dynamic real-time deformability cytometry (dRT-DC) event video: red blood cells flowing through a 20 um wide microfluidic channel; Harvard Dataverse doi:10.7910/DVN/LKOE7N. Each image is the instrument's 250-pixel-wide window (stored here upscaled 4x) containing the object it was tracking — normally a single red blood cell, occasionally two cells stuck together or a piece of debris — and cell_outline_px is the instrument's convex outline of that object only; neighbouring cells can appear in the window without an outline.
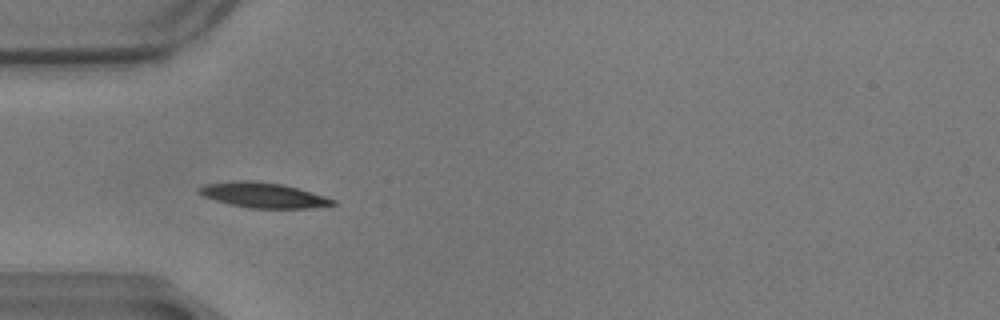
{"species": "common noctule bat (a hibernating species)", "species_latin": "Nyctalus noctula", "temperature_condition": "warm", "stored_images_in_passage": 42, "camera_frame_rate_fps": 3000, "um_per_image_px": 0.085, "animal": {"sex": "male", "body_mass_g": 17.9}, "frame": {"image": 1, "passage_image": 1, "time_ms": 0.0, "image_size_px": [1000, 320], "cell_outline_px": [[336, 204], [308, 208], [248, 208], [216, 200], [204, 196], [196, 192], [196, 188], [208, 184], [244, 180], [256, 180], [280, 184], [296, 188], [324, 196], [336, 200]], "centroid_in_image_um": [22.36, 16.59], "position_along_channel_um": 62.6, "area_um2": 19.25}}
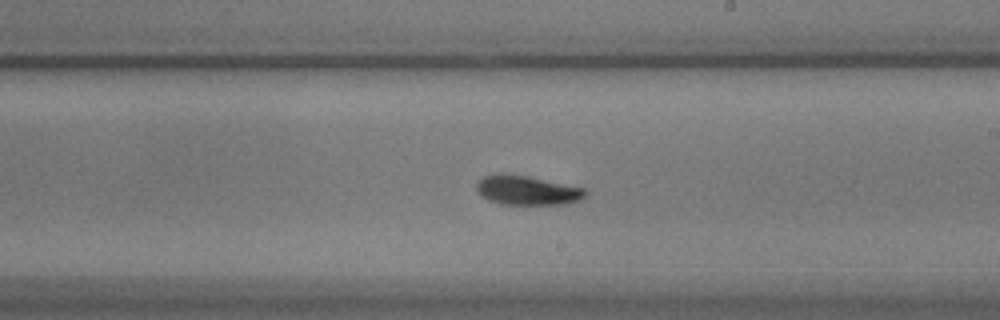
{"frame": {"image": 2, "passage_image": 17, "time_ms": 5.333, "image_size_px": [1000, 320], "cell_outline_px": [[588, 192], [580, 200], [568, 204], [500, 204], [488, 200], [476, 188], [476, 184], [484, 176], [528, 176], [584, 188]], "centroid_in_image_um": [44.88, 16.21], "position_along_channel_um": 244.1, "area_um2": 17.92}}
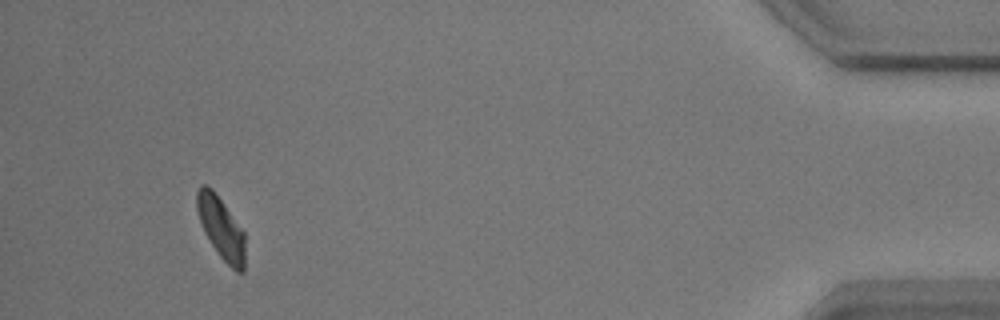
{"frame": {"image": 3, "passage_image": 38, "time_ms": 12.333, "image_size_px": [1000, 320], "cell_outline_px": [[244, 272], [236, 272], [220, 256], [204, 232], [200, 224], [196, 208], [196, 192], [200, 184], [208, 184], [212, 188], [244, 232]], "centroid_in_image_um": [18.76, 19.34], "position_along_channel_um": 416.4, "area_um2": 17.28}, "authors_computed_cell_mechanics": {"area_um2": 18.3226, "velocity_mm_per_s": 3.4332, "shape_relaxation_time_tau1_ms": 3.1516, "shape_relaxation_time_tau2_ms": 5.8786, "deformation_change_tau1": 0.1267, "deformation_change_tau2": 0.069}}